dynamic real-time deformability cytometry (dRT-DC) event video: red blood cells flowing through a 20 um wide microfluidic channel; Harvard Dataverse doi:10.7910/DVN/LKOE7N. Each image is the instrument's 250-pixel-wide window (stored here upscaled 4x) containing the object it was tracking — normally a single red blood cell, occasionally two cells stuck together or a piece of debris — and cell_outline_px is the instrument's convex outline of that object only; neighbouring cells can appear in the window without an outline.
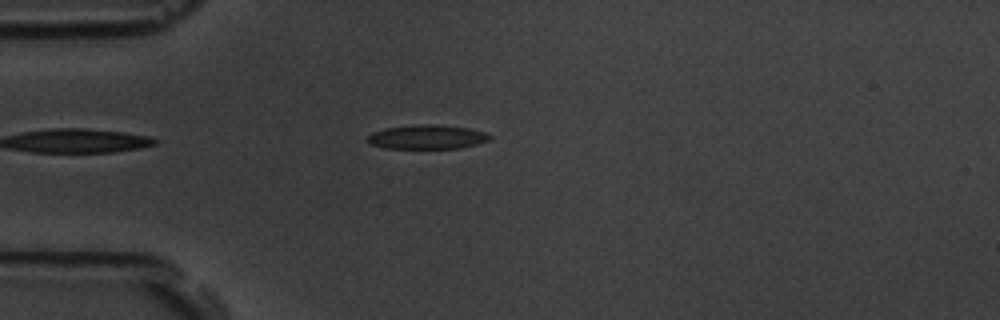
{"species": "common noctule bat (a hibernating species)", "species_latin": "Nyctalus noctula", "temperature_condition": "room temperature", "stored_images_in_passage": 4, "camera_frame_rate_fps": 3000, "um_per_image_px": 0.085, "animal": {"sex": "male", "body_mass_g": 19.5, "forearm_length_mm": 54.6}, "frame": {"image": 1, "passage_image": 4, "time_ms": 3.333, "image_size_px": [1000, 320], "cell_outline_px": [[492, 136], [488, 140], [476, 144], [460, 148], [384, 148], [372, 144], [368, 140], [368, 136], [372, 132], [384, 128], [412, 124], [436, 124], [468, 128], [484, 132]], "centroid_in_image_um": [36.28, 11.63], "position_along_channel_um": 48.7, "area_um2": 17.17}}